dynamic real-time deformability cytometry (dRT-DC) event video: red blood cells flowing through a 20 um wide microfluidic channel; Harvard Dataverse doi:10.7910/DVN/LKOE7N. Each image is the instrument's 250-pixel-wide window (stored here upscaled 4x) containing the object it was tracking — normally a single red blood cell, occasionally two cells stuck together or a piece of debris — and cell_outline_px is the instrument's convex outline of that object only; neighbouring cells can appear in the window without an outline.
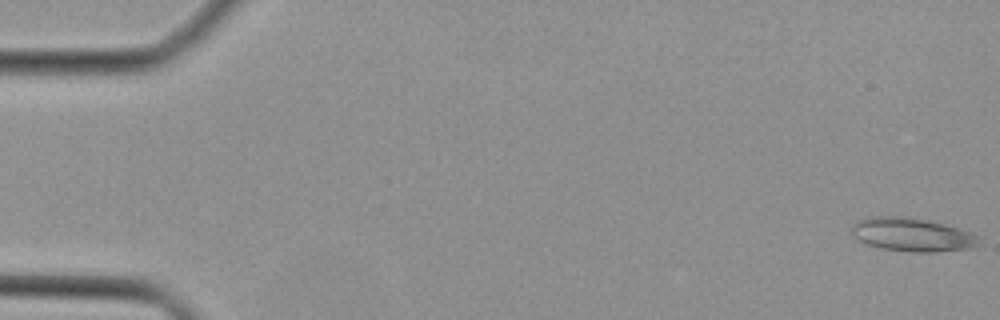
{"species": "Egyptian fruit bat (a non-hibernating species)", "species_latin": "Rousettus aegyptiacus", "temperature_condition": "cold", "stored_images_in_passage": 11, "camera_frame_rate_fps": 3000, "um_per_image_px": 0.085, "animal": {"sex": "female"}, "frame": {"image": 1, "passage_image": 1, "time_ms": 0.0, "image_size_px": [1000, 320], "cell_outline_px": [[984, 236], [972, 248], [936, 252], [908, 252], [880, 248], [864, 244], [856, 240], [852, 236], [848, 228], [856, 220], [872, 216], [908, 216], [932, 220]], "centroid_in_image_um": [77.48, 19.93], "position_along_channel_um": 7.5, "area_um2": 25.78}}